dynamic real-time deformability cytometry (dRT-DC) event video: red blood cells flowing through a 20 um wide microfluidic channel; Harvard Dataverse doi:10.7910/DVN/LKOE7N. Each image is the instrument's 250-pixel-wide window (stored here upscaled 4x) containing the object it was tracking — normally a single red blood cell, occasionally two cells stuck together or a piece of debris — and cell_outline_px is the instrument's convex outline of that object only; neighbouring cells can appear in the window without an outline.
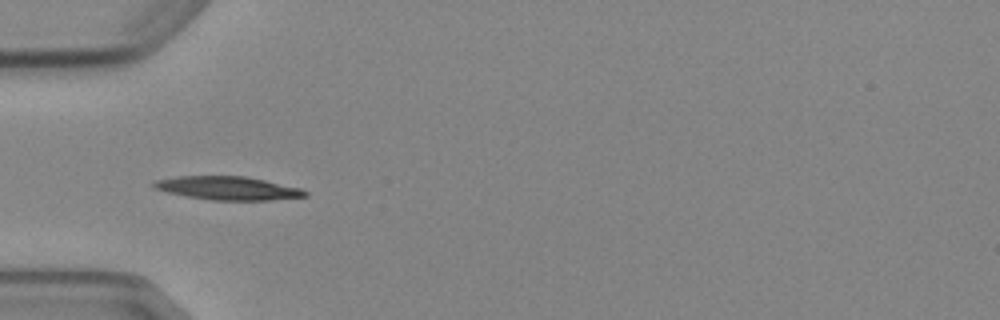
{"species": "Egyptian fruit bat (a non-hibernating species)", "species_latin": "Rousettus aegyptiacus", "temperature_condition": "cold", "stored_images_in_passage": 5, "camera_frame_rate_fps": 3000, "um_per_image_px": 0.085, "animal": {"sex": "female"}, "frame": {"image": 1, "passage_image": 2, "time_ms": 1.333, "image_size_px": [1000, 320], "cell_outline_px": [[308, 196], [272, 200], [212, 200], [188, 196], [168, 192], [152, 188], [152, 184], [156, 180], [176, 176], [244, 176], [264, 180], [300, 188], [308, 192]], "centroid_in_image_um": [19.36, 15.99], "position_along_channel_um": 65.6, "area_um2": 20.52}}
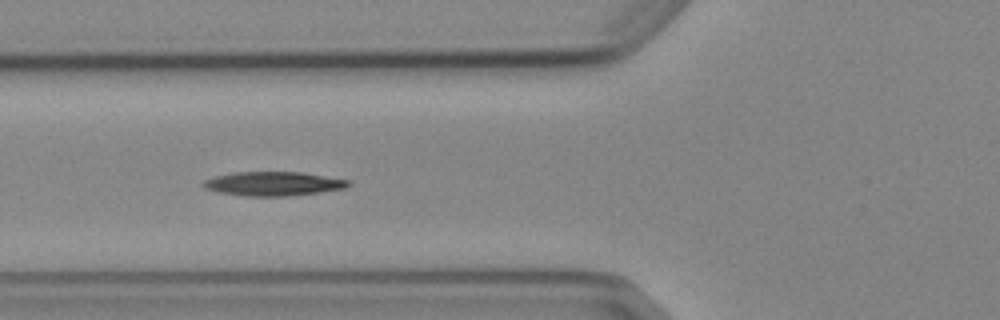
{"frame": {"image": 2, "passage_image": 3, "time_ms": 2.333, "image_size_px": [1000, 320], "cell_outline_px": [[352, 184], [348, 188], [320, 192], [288, 196], [244, 196], [220, 192], [204, 188], [200, 184], [204, 180], [216, 176], [232, 172], [300, 172], [348, 180]], "centroid_in_image_um": [23.22, 15.62], "position_along_channel_um": 102.6, "area_um2": 20.35}}